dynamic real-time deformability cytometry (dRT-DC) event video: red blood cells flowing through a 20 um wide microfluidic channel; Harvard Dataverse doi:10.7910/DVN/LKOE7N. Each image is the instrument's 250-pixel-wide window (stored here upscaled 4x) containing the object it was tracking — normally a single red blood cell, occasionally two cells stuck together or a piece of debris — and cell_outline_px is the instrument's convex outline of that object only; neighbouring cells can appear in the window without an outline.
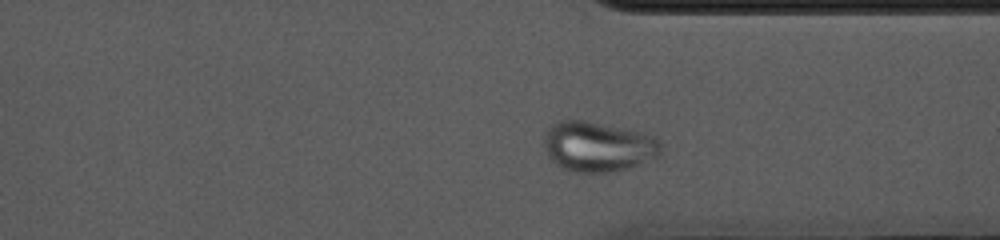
{"species": "common noctule bat (a hibernating species)", "species_latin": "Nyctalus noctula", "temperature_condition": "cold", "stored_images_in_passage": 42, "camera_frame_rate_fps": 3000, "um_per_image_px": 0.085, "animal": {"sex": "female", "body_mass_g": 10.0, "forearm_length_mm": 53.1}, "frame": {"image": 1, "passage_image": 36, "time_ms": 11.667, "image_size_px": [1000, 240], "cell_outline_px": [[664, 144], [660, 156], [640, 164], [616, 172], [568, 172], [556, 164], [548, 156], [544, 148], [544, 132], [552, 124], [560, 120], [584, 120], [628, 128], [652, 136], [660, 140]], "centroid_in_image_um": [50.85, 12.46], "position_along_channel_um": 360.6, "area_um2": 34.8}}